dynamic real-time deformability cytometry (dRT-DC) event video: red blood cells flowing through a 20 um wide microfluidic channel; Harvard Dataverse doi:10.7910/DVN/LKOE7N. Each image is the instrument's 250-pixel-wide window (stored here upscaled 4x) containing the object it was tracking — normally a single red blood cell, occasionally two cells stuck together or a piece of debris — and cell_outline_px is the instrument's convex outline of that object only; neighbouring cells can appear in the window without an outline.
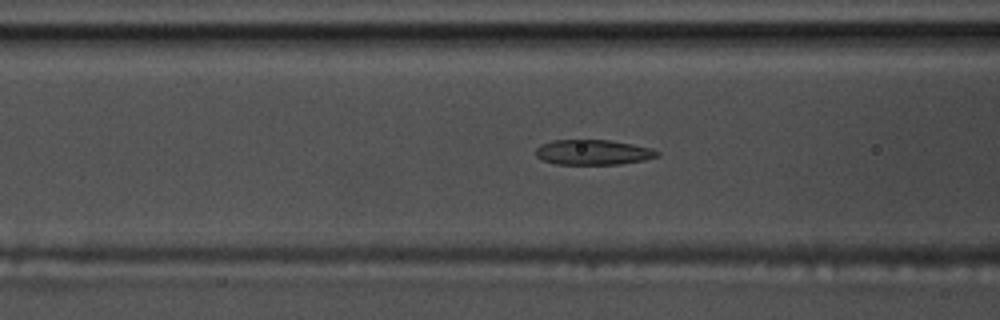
{"species": "common noctule bat (a hibernating species)", "species_latin": "Nyctalus noctula", "temperature_condition": "warm", "stored_images_in_passage": 58, "camera_frame_rate_fps": 3000, "um_per_image_px": 0.085, "animal": {"sex": "male", "body_mass_g": 17.5, "forearm_length_mm": 52.3}, "frame": {"image": 1, "passage_image": 23, "time_ms": 7.333, "image_size_px": [1000, 320], "cell_outline_px": [[660, 156], [644, 160], [620, 164], [556, 164], [544, 160], [536, 156], [536, 148], [540, 144], [552, 140], [608, 140], [632, 144], [652, 148], [660, 152]], "centroid_in_image_um": [50.43, 12.94], "position_along_channel_um": 116.2, "area_um2": 17.8}}
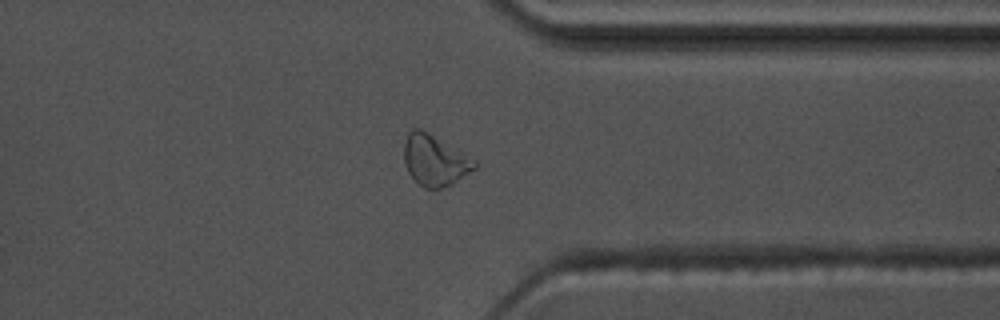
{"frame": {"image": 2, "passage_image": 45, "time_ms": 14.667, "image_size_px": [1000, 320], "cell_outline_px": [[476, 168], [456, 180], [440, 188], [424, 188], [408, 172], [404, 160], [404, 144], [408, 132], [412, 128], [420, 128], [428, 132], [476, 160]], "centroid_in_image_um": [36.92, 13.59], "position_along_channel_um": 374.5, "area_um2": 20.46}}
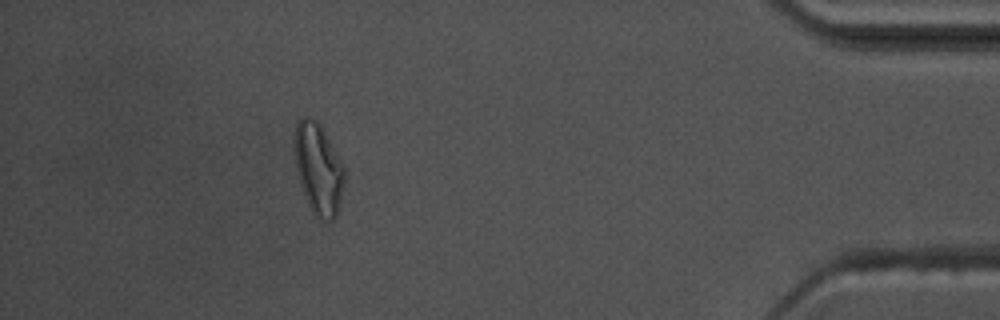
{"frame": {"image": 3, "passage_image": 52, "time_ms": 17.0, "image_size_px": [1000, 320], "cell_outline_px": [[344, 184], [336, 216], [332, 220], [328, 220], [316, 216], [312, 212], [308, 204], [300, 184], [296, 168], [292, 140], [296, 124], [304, 116], [308, 116], [316, 120], [320, 124], [344, 168]], "centroid_in_image_um": [27.02, 14.32], "position_along_channel_um": 408.2, "area_um2": 26.3}, "authors_computed_cell_mechanics": {"area_um2": 18.5827, "velocity_mm_per_s": 3.5688, "shape_relaxation_time_tau1_ms": 7.4381, "shape_relaxation_time_tau2_ms": 3.7349, "deformation_change_tau1": 0.2018, "deformation_change_tau2": 0.1164}}